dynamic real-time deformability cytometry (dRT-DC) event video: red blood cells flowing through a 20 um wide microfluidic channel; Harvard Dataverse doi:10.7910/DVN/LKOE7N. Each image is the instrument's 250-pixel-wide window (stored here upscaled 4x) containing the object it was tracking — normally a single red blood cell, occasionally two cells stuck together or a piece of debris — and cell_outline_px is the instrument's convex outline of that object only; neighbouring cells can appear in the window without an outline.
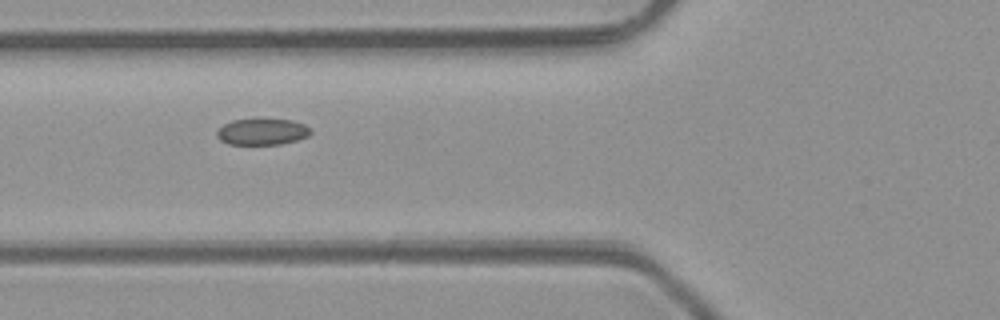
{"species": "common noctule bat (a hibernating species)", "species_latin": "Nyctalus noctula", "temperature_condition": "room temperature", "stored_images_in_passage": 6, "camera_frame_rate_fps": 3000, "um_per_image_px": 0.085, "animal": {"sex": "male", "body_mass_g": 23.1, "forearm_length_mm": 52.7}, "frame": {"image": 1, "passage_image": 5, "time_ms": 5.333, "image_size_px": [1000, 320], "cell_outline_px": [[312, 132], [308, 136], [296, 140], [280, 144], [228, 144], [220, 140], [216, 136], [216, 132], [224, 124], [232, 120], [292, 120], [304, 124], [312, 128]], "centroid_in_image_um": [22.3, 11.21], "position_along_channel_um": 103.5, "area_um2": 14.22}}
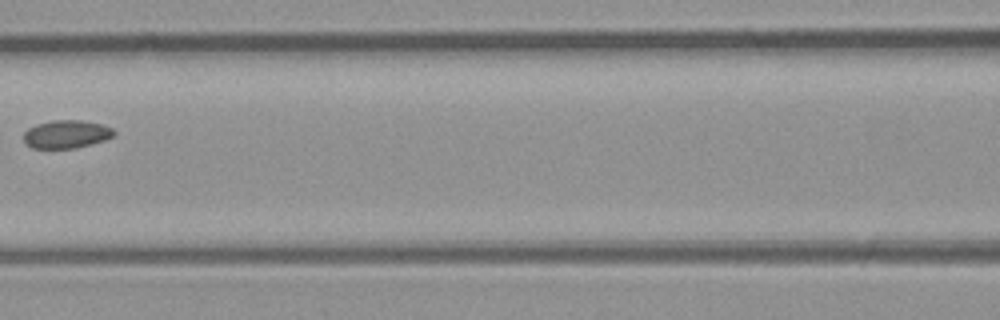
{"frame": {"image": 2, "passage_image": 6, "time_ms": 6.667, "image_size_px": [1000, 320], "cell_outline_px": [[116, 136], [92, 144], [76, 148], [32, 148], [24, 144], [24, 132], [28, 128], [36, 124], [52, 120], [80, 120], [100, 124], [112, 128], [116, 132]], "centroid_in_image_um": [5.64, 11.41], "position_along_channel_um": 161.0, "area_um2": 14.91}}